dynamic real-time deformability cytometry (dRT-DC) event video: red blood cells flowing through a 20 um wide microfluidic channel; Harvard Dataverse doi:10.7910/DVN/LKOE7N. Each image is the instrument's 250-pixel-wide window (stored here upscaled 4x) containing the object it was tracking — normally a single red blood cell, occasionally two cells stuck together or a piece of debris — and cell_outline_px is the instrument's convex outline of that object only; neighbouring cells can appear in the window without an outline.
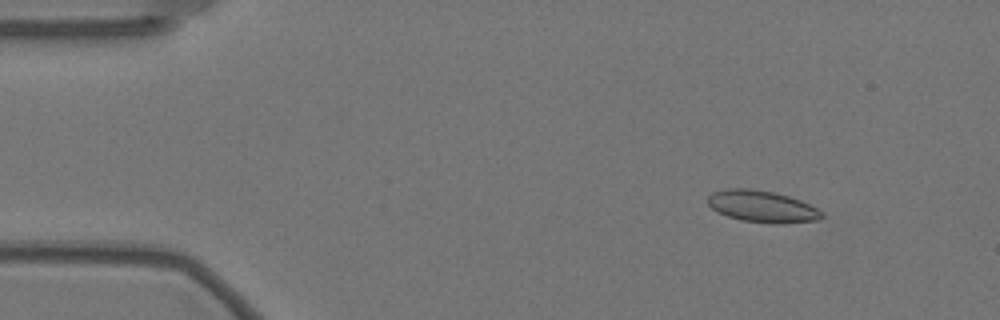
{"species": "Egyptian fruit bat (a non-hibernating species)", "species_latin": "Rousettus aegyptiacus", "temperature_condition": "warm", "stored_images_in_passage": 52, "camera_frame_rate_fps": 3000, "um_per_image_px": 0.085, "animal": {"sex": "female"}, "frame": {"image": 1, "passage_image": 1, "time_ms": 0.0, "image_size_px": [1000, 320], "cell_outline_px": [[824, 216], [820, 220], [776, 224], [740, 220], [716, 212], [708, 204], [708, 196], [712, 192], [728, 188], [748, 188], [772, 192], [788, 196], [800, 200], [824, 212]], "centroid_in_image_um": [64.78, 17.55], "position_along_channel_um": 20.2, "area_um2": 21.1}}
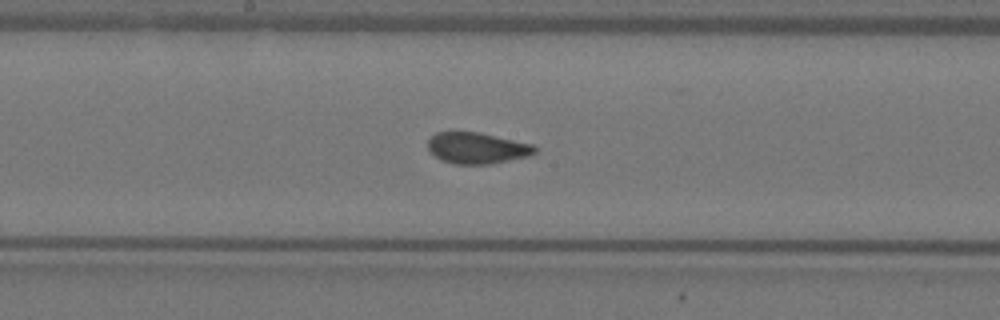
{"frame": {"image": 2, "passage_image": 24, "time_ms": 7.667, "image_size_px": [1000, 320], "cell_outline_px": [[536, 152], [528, 156], [488, 164], [456, 164], [440, 160], [428, 148], [428, 140], [436, 132], [480, 132], [532, 144], [536, 148]], "centroid_in_image_um": [40.53, 12.58], "position_along_channel_um": 207.7, "area_um2": 19.25}}
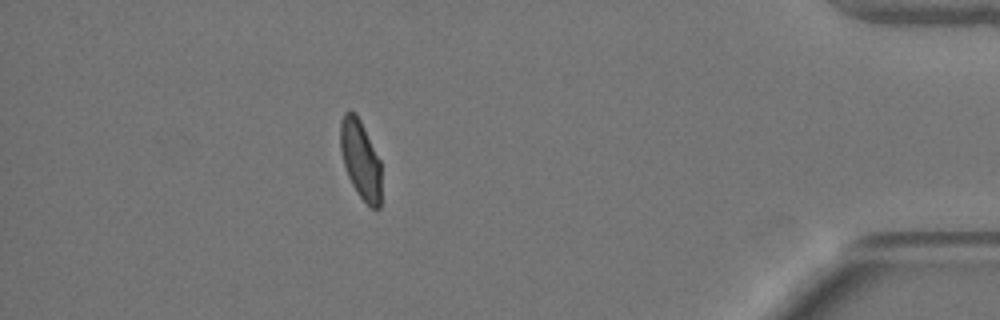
{"frame": {"image": 3, "passage_image": 45, "time_ms": 14.667, "image_size_px": [1000, 320], "cell_outline_px": [[380, 208], [372, 208], [356, 192], [348, 176], [344, 164], [340, 148], [340, 120], [344, 112], [348, 108], [356, 112], [380, 160]], "centroid_in_image_um": [30.62, 13.49], "position_along_channel_um": 404.6, "area_um2": 18.73}, "authors_computed_cell_mechanics": {"area_um2": 19.8832, "velocity_mm_per_s": 3.5147, "shape_relaxation_time_tau1_ms": 8.5524, "shape_relaxation_time_tau2_ms": null, "deformation_change_tau1": 0.1763, "deformation_change_tau2": null}}